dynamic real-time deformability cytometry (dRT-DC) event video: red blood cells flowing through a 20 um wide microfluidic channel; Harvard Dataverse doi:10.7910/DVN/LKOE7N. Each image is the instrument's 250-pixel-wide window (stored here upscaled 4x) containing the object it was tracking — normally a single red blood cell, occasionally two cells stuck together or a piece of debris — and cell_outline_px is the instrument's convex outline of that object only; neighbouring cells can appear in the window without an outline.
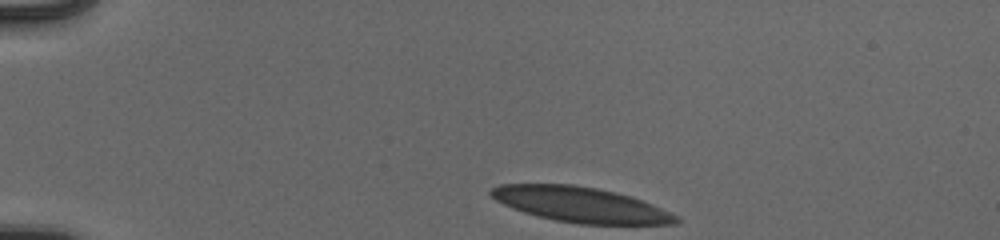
{"species": "human", "species_latin": "Homo sapiens", "temperature_condition": "cold", "stored_images_in_passage": 7, "camera_frame_rate_fps": 3000, "um_per_image_px": 0.085, "donor": {"sex": "male"}, "frame": {"image": 1, "passage_image": 1, "time_ms": 0.0, "image_size_px": [1000, 240], "cell_outline_px": [[680, 220], [676, 224], [580, 224], [556, 220], [524, 212], [512, 208], [496, 200], [488, 192], [492, 188], [500, 184], [572, 184], [596, 188], [628, 196], [640, 200], [660, 208], [676, 216]], "centroid_in_image_um": [49.3, 17.39], "position_along_channel_um": 35.7, "area_um2": 37.28}}